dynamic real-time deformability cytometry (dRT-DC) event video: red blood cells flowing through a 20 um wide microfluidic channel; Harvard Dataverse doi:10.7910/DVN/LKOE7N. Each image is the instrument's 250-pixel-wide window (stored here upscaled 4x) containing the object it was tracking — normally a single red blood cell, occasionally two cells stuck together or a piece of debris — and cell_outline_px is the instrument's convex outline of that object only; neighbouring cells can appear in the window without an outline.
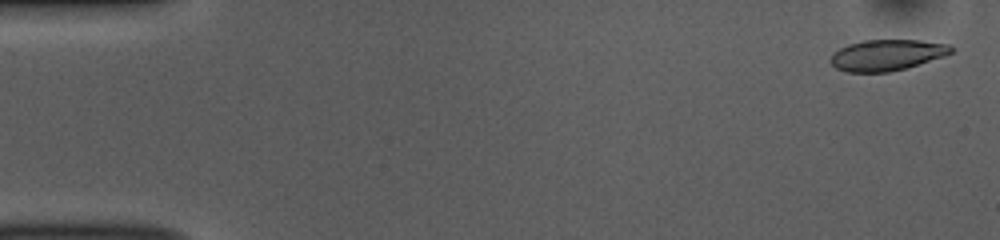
{"species": "common noctule bat (a hibernating species)", "species_latin": "Nyctalus noctula", "temperature_condition": "room temperature", "stored_images_in_passage": 51, "camera_frame_rate_fps": 3000, "um_per_image_px": 0.085, "animal": {"sex": "female", "body_mass_g": 10.0, "forearm_length_mm": 53.1}, "frame": {"image": 1, "passage_image": 2, "time_ms": 0.333, "image_size_px": [1000, 240], "cell_outline_px": [[956, 48], [952, 52], [944, 56], [904, 68], [888, 72], [848, 72], [836, 68], [832, 64], [832, 52], [848, 44], [864, 40], [920, 40], [948, 44]], "centroid_in_image_um": [75.39, 4.67], "position_along_channel_um": 9.6, "area_um2": 21.62}}
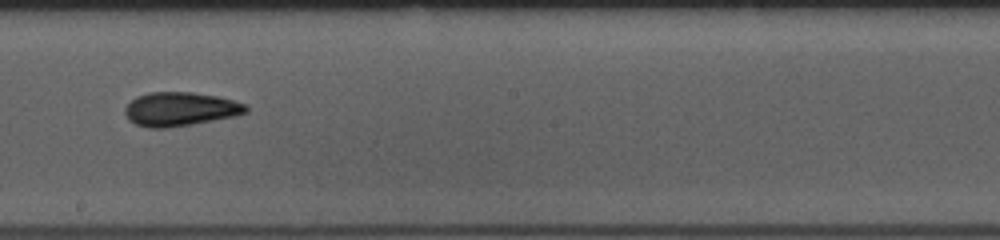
{"frame": {"image": 2, "passage_image": 29, "time_ms": 9.333, "image_size_px": [1000, 240], "cell_outline_px": [[248, 112], [236, 116], [192, 124], [164, 128], [148, 128], [136, 124], [128, 120], [124, 112], [124, 108], [136, 96], [148, 92], [192, 92], [216, 96], [248, 104]], "centroid_in_image_um": [15.31, 9.27], "position_along_channel_um": 232.9, "area_um2": 23.99}}
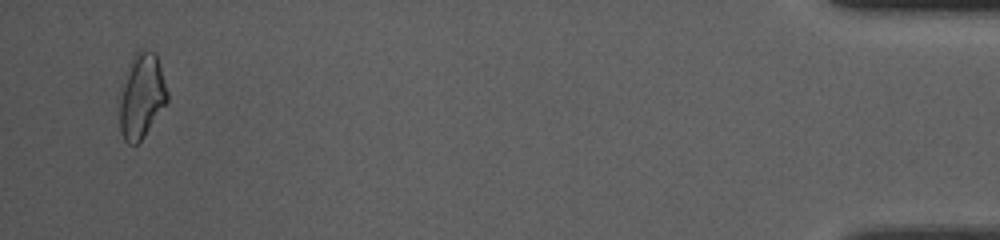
{"frame": {"image": 3, "passage_image": 50, "time_ms": 16.333, "image_size_px": [1000, 240], "cell_outline_px": [[168, 100], [144, 136], [136, 144], [128, 144], [124, 140], [120, 132], [116, 100], [120, 84], [124, 72], [132, 52], [140, 48], [144, 48], [156, 52], [168, 92]], "centroid_in_image_um": [11.95, 8.09], "position_along_channel_um": 423.3, "area_um2": 24.91}, "authors_computed_cell_mechanics": {"area_um2": 22.7154, "velocity_mm_per_s": 3.8804, "shape_relaxation_time_tau1_ms": 4.5535, "shape_relaxation_time_tau2_ms": 2.1524, "deformation_change_tau1": 0.1461, "deformation_change_tau2": 0.0801}}